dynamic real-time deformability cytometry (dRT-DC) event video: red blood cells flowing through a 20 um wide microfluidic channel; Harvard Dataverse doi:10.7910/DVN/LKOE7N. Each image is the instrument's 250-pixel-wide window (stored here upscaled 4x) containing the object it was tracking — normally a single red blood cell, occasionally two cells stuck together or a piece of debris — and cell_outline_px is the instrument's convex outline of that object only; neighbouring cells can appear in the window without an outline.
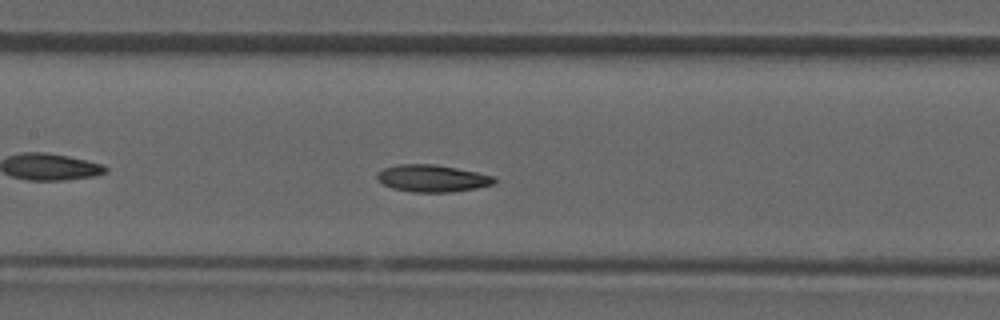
{"species": "common noctule bat (a hibernating species)", "species_latin": "Nyctalus noctula", "temperature_condition": "room temperature", "stored_images_in_passage": 28, "camera_frame_rate_fps": 3000, "um_per_image_px": 0.085, "animal": {"sex": "male", "forearm_length_mm": 52.5}, "frame": {"image": 1, "passage_image": 12, "time_ms": 3.667, "image_size_px": [1000, 320], "cell_outline_px": [[496, 184], [476, 188], [452, 192], [412, 192], [392, 188], [376, 180], [376, 172], [384, 168], [396, 164], [432, 164], [456, 168], [496, 176]], "centroid_in_image_um": [36.73, 15.16], "position_along_channel_um": 170.7, "area_um2": 18.67}}